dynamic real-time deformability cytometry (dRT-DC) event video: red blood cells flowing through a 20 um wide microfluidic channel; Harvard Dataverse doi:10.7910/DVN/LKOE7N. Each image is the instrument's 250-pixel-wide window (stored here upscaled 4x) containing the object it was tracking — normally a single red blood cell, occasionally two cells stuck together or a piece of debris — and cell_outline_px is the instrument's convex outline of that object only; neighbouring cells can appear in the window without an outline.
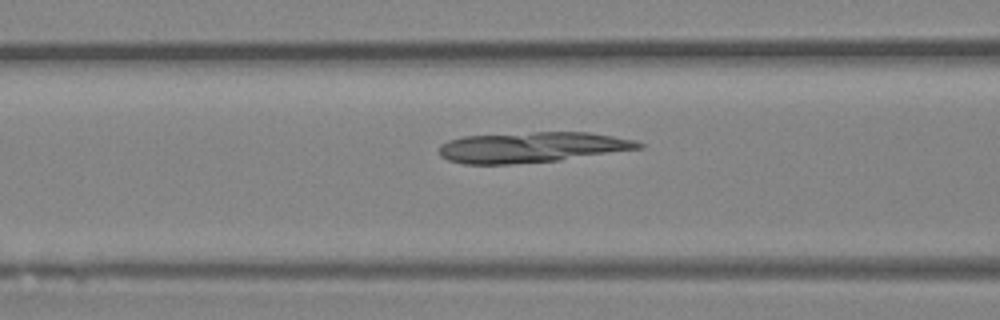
{"species": "Egyptian fruit bat (a non-hibernating species)", "species_latin": "Rousettus aegyptiacus", "temperature_condition": "room temperature", "stored_images_in_passage": 46, "camera_frame_rate_fps": 3000, "um_per_image_px": 0.085, "animal": {"sex": "female"}, "frame": {"image": 1, "passage_image": 18, "time_ms": 5.667, "image_size_px": [1000, 320], "cell_outline_px": [[644, 148], [560, 160], [512, 164], [464, 164], [448, 160], [440, 156], [436, 152], [440, 144], [448, 140], [464, 136], [532, 132], [588, 132], [636, 140], [644, 144]], "centroid_in_image_um": [45.18, 12.52], "position_along_channel_um": 121.4, "area_um2": 35.78}}
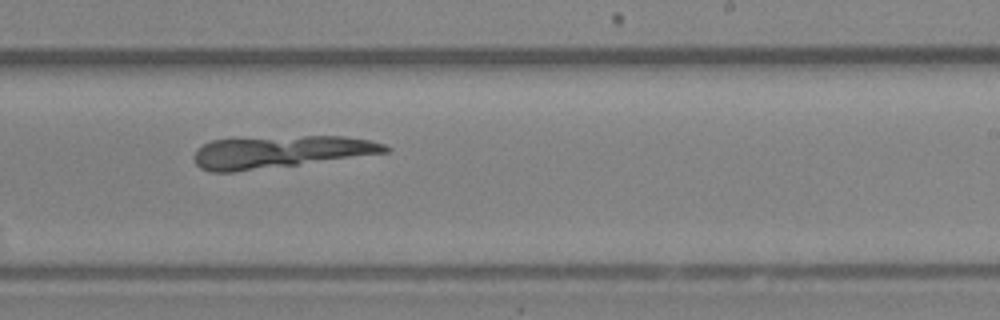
{"frame": {"image": 2, "passage_image": 28, "time_ms": 9.0, "image_size_px": [1000, 320], "cell_outline_px": [[392, 148], [388, 152], [296, 164], [232, 172], [212, 172], [200, 168], [196, 164], [192, 156], [196, 148], [212, 140], [236, 136], [344, 136], [368, 140], [384, 144]], "centroid_in_image_um": [23.7, 12.87], "position_along_channel_um": 265.3, "area_um2": 36.18}}
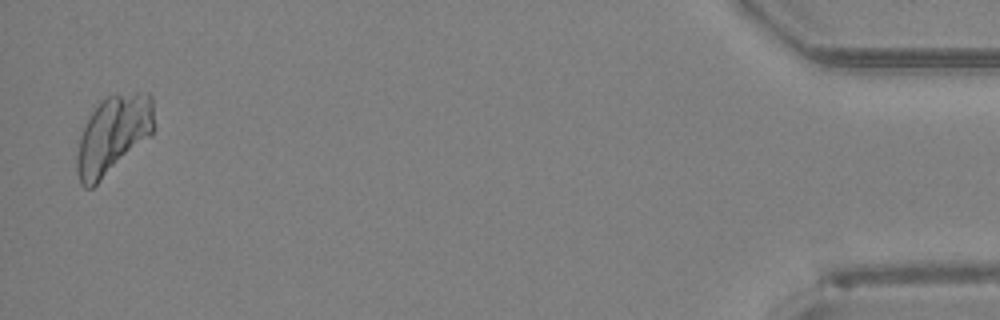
{"frame": {"image": 3, "passage_image": 45, "time_ms": 14.667, "image_size_px": [1000, 320], "cell_outline_px": [[152, 136], [92, 188], [84, 188], [80, 184], [76, 172], [76, 156], [80, 136], [92, 112], [100, 100], [108, 96], [136, 92], [148, 92], [152, 96]], "centroid_in_image_um": [9.6, 11.48], "position_along_channel_um": 425.6, "area_um2": 35.14}}